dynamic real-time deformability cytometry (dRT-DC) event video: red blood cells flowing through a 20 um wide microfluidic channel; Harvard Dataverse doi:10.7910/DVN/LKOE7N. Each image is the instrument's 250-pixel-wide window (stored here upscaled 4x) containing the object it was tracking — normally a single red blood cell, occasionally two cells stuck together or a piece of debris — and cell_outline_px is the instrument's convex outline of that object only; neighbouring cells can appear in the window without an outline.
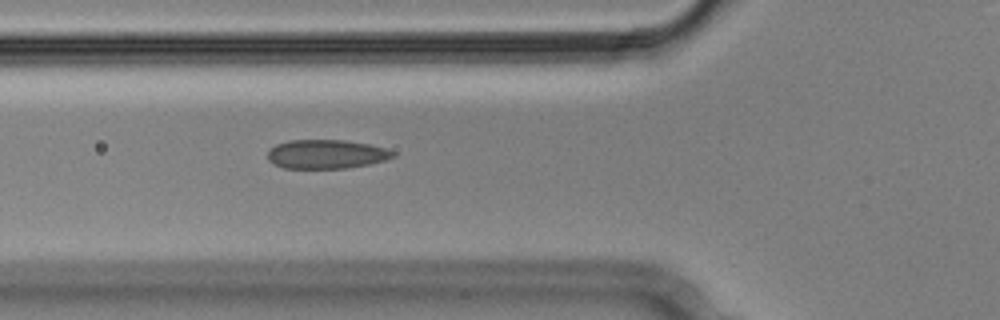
{"species": "Egyptian fruit bat (a non-hibernating species)", "species_latin": "Rousettus aegyptiacus", "temperature_condition": "cold", "stored_images_in_passage": 6, "camera_frame_rate_fps": 3000, "um_per_image_px": 0.085, "animal": {"sex": "male"}, "frame": {"image": 1, "passage_image": 6, "time_ms": 1.667, "image_size_px": [1000, 320], "cell_outline_px": [[396, 156], [384, 160], [368, 164], [348, 168], [284, 168], [268, 160], [268, 152], [276, 144], [288, 140], [344, 140], [368, 144], [384, 148], [396, 152]], "centroid_in_image_um": [27.75, 13.1], "position_along_channel_um": 98.1, "area_um2": 21.04}}